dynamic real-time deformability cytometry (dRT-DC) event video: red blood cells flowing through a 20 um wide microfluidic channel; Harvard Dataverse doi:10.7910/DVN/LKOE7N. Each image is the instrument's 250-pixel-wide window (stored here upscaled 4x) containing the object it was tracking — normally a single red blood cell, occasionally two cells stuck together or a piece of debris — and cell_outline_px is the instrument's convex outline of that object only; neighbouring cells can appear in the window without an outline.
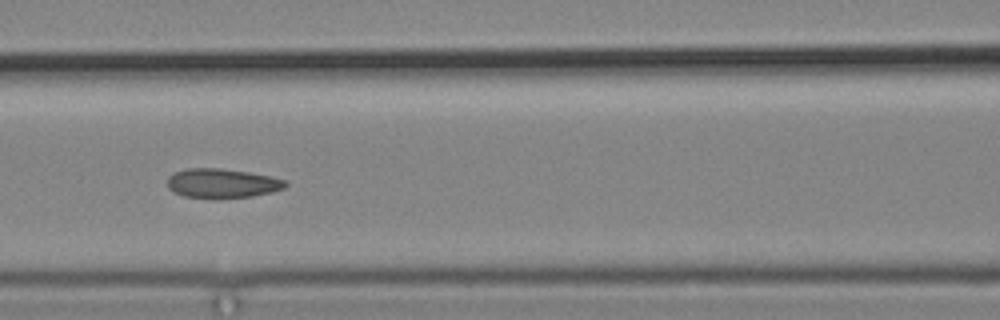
{"species": "common noctule bat (a hibernating species)", "species_latin": "Nyctalus noctula", "temperature_condition": "cold", "stored_images_in_passage": 10, "camera_frame_rate_fps": 3000, "um_per_image_px": 0.085, "animal": {"sex": "male", "body_mass_g": 19.2, "forearm_length_mm": 51.8}, "frame": {"image": 1, "passage_image": 6, "time_ms": 7.333, "image_size_px": [1000, 320], "cell_outline_px": [[288, 184], [284, 188], [272, 192], [252, 196], [184, 196], [168, 188], [168, 176], [176, 172], [188, 168], [220, 168], [248, 172], [272, 176], [284, 180]], "centroid_in_image_um": [18.91, 15.54], "position_along_channel_um": 147.7, "area_um2": 19.48}}
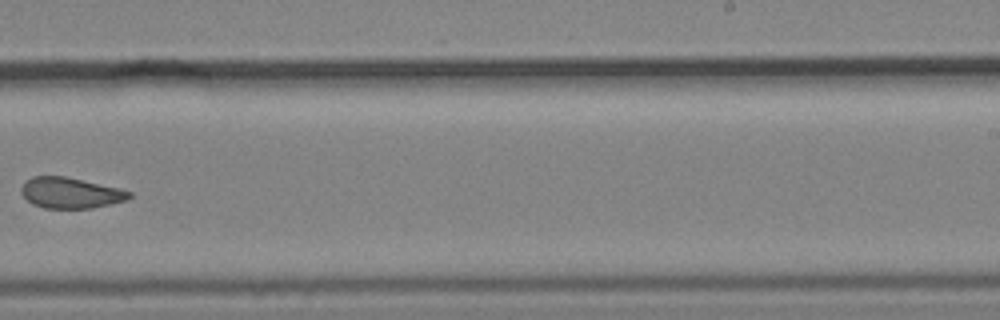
{"frame": {"image": 2, "passage_image": 9, "time_ms": 11.0, "image_size_px": [1000, 320], "cell_outline_px": [[132, 196], [128, 200], [88, 208], [44, 208], [32, 204], [20, 192], [20, 188], [24, 180], [32, 176], [64, 176], [120, 188], [132, 192]], "centroid_in_image_um": [5.96, 16.38], "position_along_channel_um": 283.0, "area_um2": 19.42}}
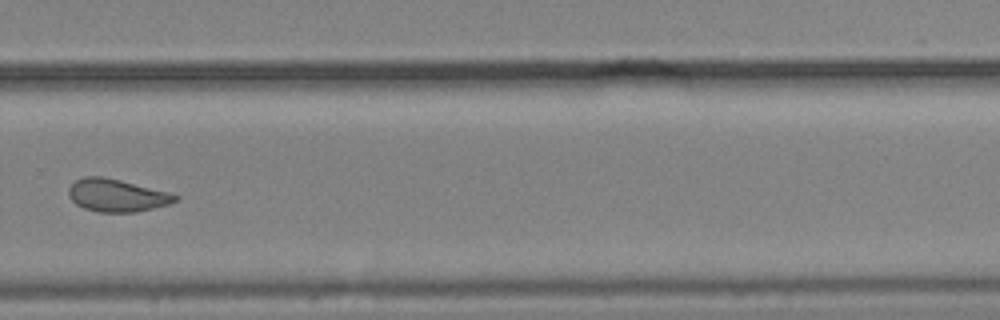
{"frame": {"image": 3, "passage_image": 10, "time_ms": 12.0, "image_size_px": [1000, 320], "cell_outline_px": [[180, 200], [168, 204], [136, 212], [100, 212], [84, 208], [76, 204], [68, 196], [68, 188], [76, 180], [84, 176], [104, 176], [168, 192], [180, 196]], "centroid_in_image_um": [9.92, 16.6], "position_along_channel_um": 319.9, "area_um2": 20.23}}